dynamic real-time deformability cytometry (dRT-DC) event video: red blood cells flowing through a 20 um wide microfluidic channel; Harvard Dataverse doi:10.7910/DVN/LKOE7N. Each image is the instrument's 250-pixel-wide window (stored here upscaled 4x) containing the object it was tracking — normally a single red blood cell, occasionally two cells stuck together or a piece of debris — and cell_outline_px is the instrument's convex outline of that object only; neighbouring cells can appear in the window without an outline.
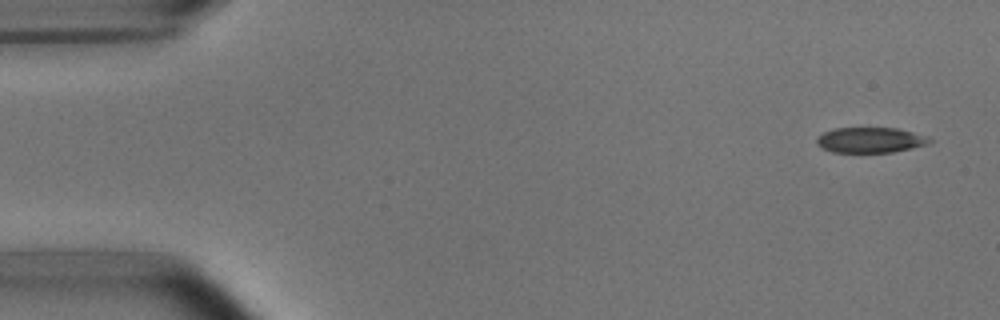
{"species": "common noctule bat (a hibernating species)", "species_latin": "Nyctalus noctula", "temperature_condition": "room temperature", "stored_images_in_passage": 5, "camera_frame_rate_fps": 3000, "um_per_image_px": 0.085, "animal": {"sex": "male", "body_mass_g": 15.6}, "frame": {"image": 1, "passage_image": 1, "time_ms": 0.0, "image_size_px": [1000, 320], "cell_outline_px": [[932, 140], [928, 144], [912, 148], [892, 152], [832, 152], [816, 144], [816, 140], [824, 132], [836, 128], [896, 128], [928, 136]], "centroid_in_image_um": [74.0, 11.9], "position_along_channel_um": 11.0, "area_um2": 16.53}}
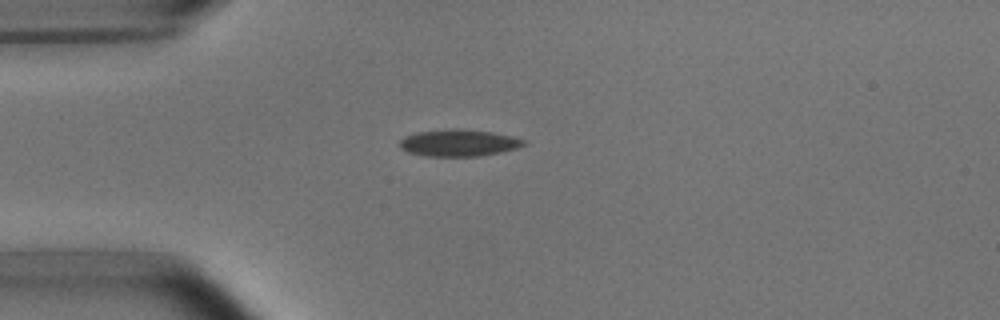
{"frame": {"image": 2, "passage_image": 4, "time_ms": 3.667, "image_size_px": [1000, 320], "cell_outline_px": [[528, 144], [516, 148], [500, 152], [480, 156], [424, 156], [408, 152], [400, 148], [400, 140], [404, 136], [416, 132], [452, 128], [456, 128], [492, 132], [512, 136], [524, 140]], "centroid_in_image_um": [38.97, 12.14], "position_along_channel_um": 46.0, "area_um2": 19.48}}